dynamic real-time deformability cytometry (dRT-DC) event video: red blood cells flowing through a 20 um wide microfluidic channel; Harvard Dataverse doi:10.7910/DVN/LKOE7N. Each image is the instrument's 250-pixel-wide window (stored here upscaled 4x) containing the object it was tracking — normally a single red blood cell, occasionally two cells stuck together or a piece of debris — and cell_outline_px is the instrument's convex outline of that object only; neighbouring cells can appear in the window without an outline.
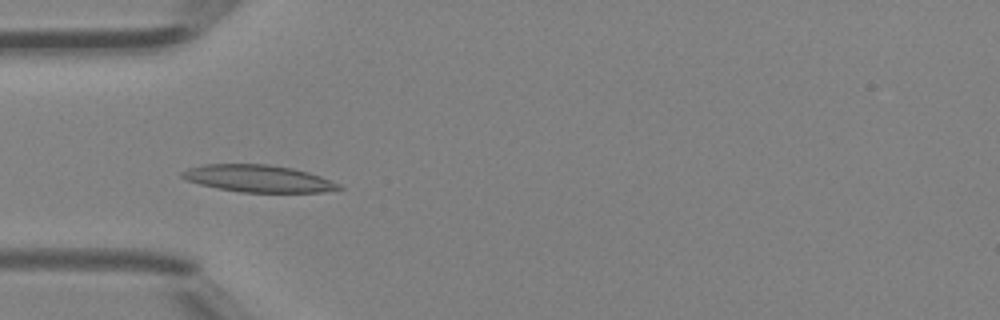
{"species": "Egyptian fruit bat (a non-hibernating species)", "species_latin": "Rousettus aegyptiacus", "temperature_condition": "room temperature", "stored_images_in_passage": 6, "camera_frame_rate_fps": 3000, "um_per_image_px": 0.085, "animal": {"sex": "female"}, "frame": {"image": 1, "passage_image": 5, "time_ms": 1.333, "image_size_px": [1000, 320], "cell_outline_px": [[344, 188], [324, 192], [240, 192], [216, 188], [200, 184], [188, 180], [180, 176], [180, 172], [188, 168], [204, 164], [264, 164], [292, 168], [308, 172], [320, 176], [340, 184]], "centroid_in_image_um": [21.94, 15.18], "position_along_channel_um": 63.1, "area_um2": 24.68}}
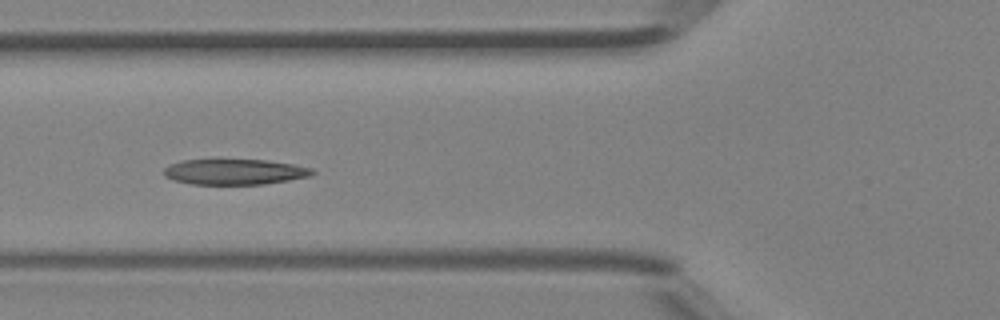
{"frame": {"image": 2, "passage_image": 6, "time_ms": 1.667, "image_size_px": [1000, 320], "cell_outline_px": [[316, 172], [312, 176], [264, 184], [192, 184], [172, 180], [164, 176], [164, 168], [168, 164], [180, 160], [268, 160], [292, 164], [312, 168]], "centroid_in_image_um": [19.93, 14.6], "position_along_channel_um": 105.9, "area_um2": 22.2}}